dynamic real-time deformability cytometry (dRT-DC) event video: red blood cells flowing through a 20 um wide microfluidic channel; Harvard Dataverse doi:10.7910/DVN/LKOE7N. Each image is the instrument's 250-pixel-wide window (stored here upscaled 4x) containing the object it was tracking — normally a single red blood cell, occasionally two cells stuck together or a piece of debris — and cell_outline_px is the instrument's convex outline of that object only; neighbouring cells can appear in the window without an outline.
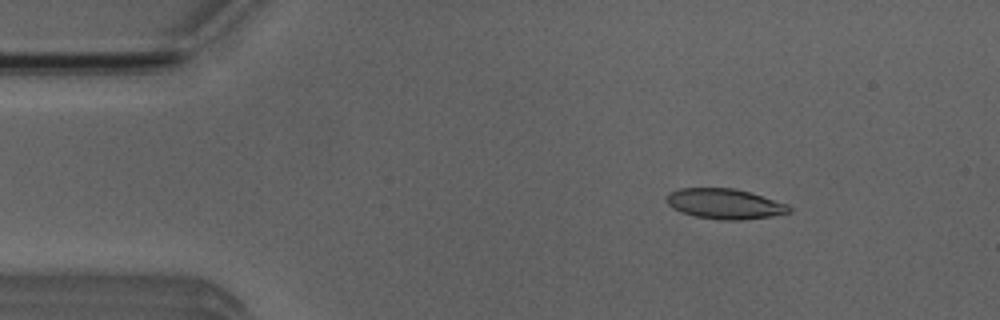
{"species": "Egyptian fruit bat (a non-hibernating species)", "species_latin": "Rousettus aegyptiacus", "temperature_condition": "room temperature", "stored_images_in_passage": 4, "camera_frame_rate_fps": 3000, "um_per_image_px": 0.085, "animal": {"sex": "male"}, "frame": {"image": 1, "passage_image": 2, "time_ms": 1.333, "image_size_px": [1000, 320], "cell_outline_px": [[792, 212], [772, 216], [744, 220], [720, 220], [696, 216], [680, 212], [672, 208], [668, 204], [668, 192], [680, 188], [736, 188], [752, 192], [788, 204], [792, 208]], "centroid_in_image_um": [61.65, 17.32], "position_along_channel_um": 23.4, "area_um2": 21.85}}